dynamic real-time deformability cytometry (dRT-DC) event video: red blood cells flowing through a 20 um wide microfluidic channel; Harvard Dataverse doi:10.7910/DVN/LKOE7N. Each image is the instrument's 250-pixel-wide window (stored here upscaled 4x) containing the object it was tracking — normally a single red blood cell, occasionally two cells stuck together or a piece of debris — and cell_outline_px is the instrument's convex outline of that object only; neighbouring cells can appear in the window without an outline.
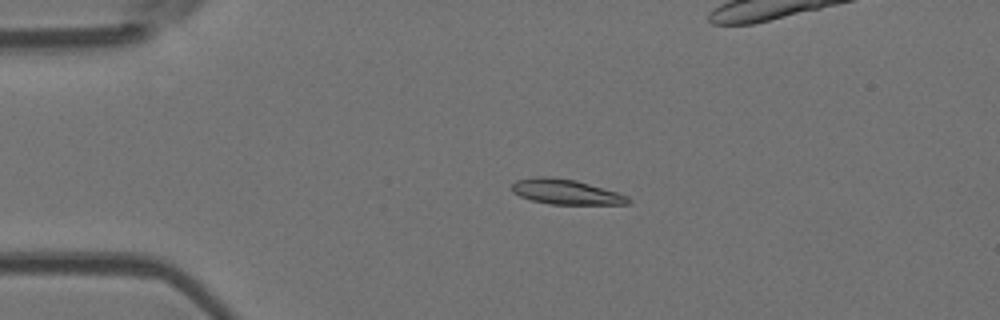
{"species": "Egyptian fruit bat (a non-hibernating species)", "species_latin": "Rousettus aegyptiacus", "temperature_condition": "room temperature", "stored_images_in_passage": 6, "camera_frame_rate_fps": 3000, "um_per_image_px": 0.085, "animal": {"sex": "female"}, "frame": {"image": 1, "passage_image": 4, "time_ms": 3.333, "image_size_px": [1000, 320], "cell_outline_px": [[632, 200], [628, 204], [548, 204], [532, 200], [520, 196], [512, 192], [512, 184], [516, 180], [532, 176], [548, 176], [576, 180], [616, 192], [628, 196]], "centroid_in_image_um": [48.07, 16.3], "position_along_channel_um": 36.9, "area_um2": 16.99}}